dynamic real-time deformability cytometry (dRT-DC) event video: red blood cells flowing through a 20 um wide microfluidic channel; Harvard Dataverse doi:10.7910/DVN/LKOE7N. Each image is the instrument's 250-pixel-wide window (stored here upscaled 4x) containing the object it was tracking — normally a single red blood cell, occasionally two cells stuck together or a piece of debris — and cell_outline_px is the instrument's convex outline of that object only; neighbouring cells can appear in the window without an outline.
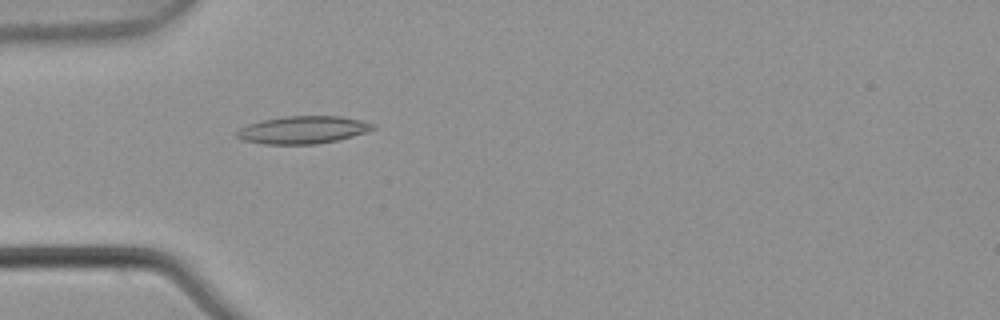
{"species": "common noctule bat (a hibernating species)", "species_latin": "Nyctalus noctula", "temperature_condition": "warm", "stored_images_in_passage": 1, "camera_frame_rate_fps": 3000, "um_per_image_px": 0.085, "animal": {"sex": "male", "body_mass_g": 21.5, "forearm_length_mm": 52.0}, "frame": {"image": 1, "passage_image": 1, "time_ms": 0.0, "image_size_px": [1000, 320], "cell_outline_px": [[376, 128], [352, 136], [336, 140], [316, 144], [264, 144], [244, 140], [236, 136], [236, 132], [240, 128], [248, 124], [264, 120], [284, 116], [340, 116], [360, 120], [372, 124]], "centroid_in_image_um": [25.72, 11.04], "position_along_channel_um": 59.3, "area_um2": 21.56}}